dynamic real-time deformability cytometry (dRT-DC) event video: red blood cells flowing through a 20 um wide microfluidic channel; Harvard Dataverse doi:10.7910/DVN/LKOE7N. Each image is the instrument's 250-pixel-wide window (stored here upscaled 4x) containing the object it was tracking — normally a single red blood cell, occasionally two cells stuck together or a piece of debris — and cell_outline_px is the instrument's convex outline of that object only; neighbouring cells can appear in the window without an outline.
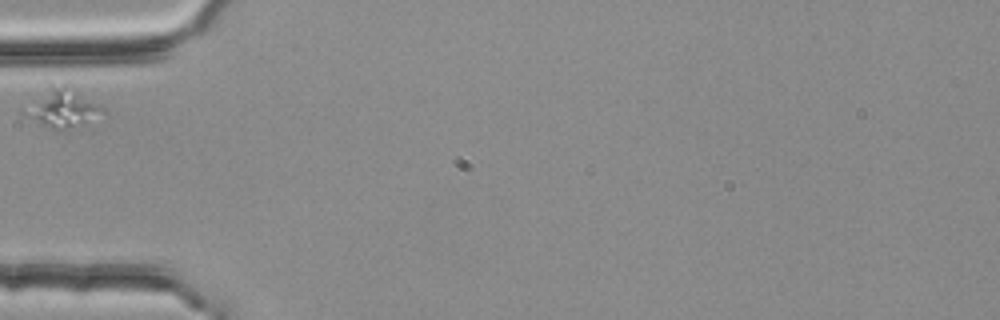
{"species": "common noctule bat (a hibernating species)", "species_latin": "Nyctalus noctula", "temperature_condition": "room temperature", "stored_images_in_passage": 1, "camera_frame_rate_fps": 3000, "um_per_image_px": 0.085, "animal": {"sex": "female", "body_mass_g": 25.1}, "frame": {"image": 1, "passage_image": 1, "time_ms": 0.0, "image_size_px": [1000, 320], "cell_outline_px": [[104, 112], [84, 124], [56, 132], [40, 124], [20, 112], [20, 108], [52, 84], [64, 84], [76, 88], [104, 108]], "centroid_in_image_um": [5.24, 9.17], "position_along_channel_um": 79.8, "area_um2": 18.03}}